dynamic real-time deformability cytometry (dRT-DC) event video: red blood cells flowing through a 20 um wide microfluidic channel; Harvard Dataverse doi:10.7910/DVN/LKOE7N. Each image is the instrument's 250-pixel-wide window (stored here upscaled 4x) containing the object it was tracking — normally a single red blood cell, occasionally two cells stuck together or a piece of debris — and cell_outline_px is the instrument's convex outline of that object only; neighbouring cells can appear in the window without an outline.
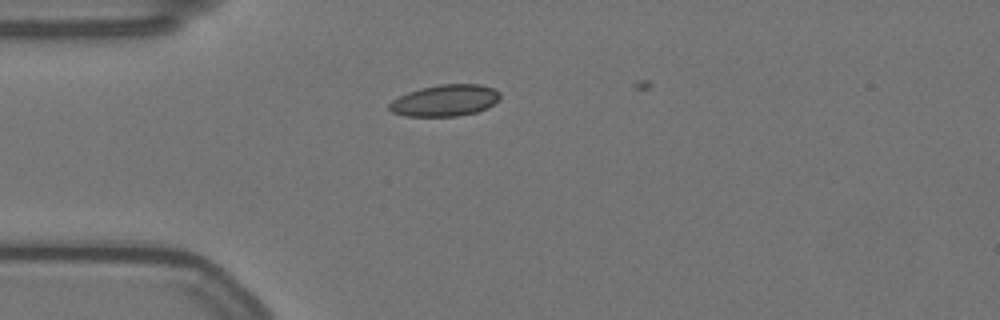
{"species": "Egyptian fruit bat (a non-hibernating species)", "species_latin": "Rousettus aegyptiacus", "temperature_condition": "warm", "stored_images_in_passage": 12, "camera_frame_rate_fps": 3000, "um_per_image_px": 0.085, "animal": {"sex": "female"}, "frame": {"image": 1, "passage_image": 6, "time_ms": 1.667, "image_size_px": [1000, 320], "cell_outline_px": [[500, 100], [488, 108], [476, 112], [456, 116], [404, 116], [392, 112], [388, 108], [388, 104], [392, 100], [408, 92], [420, 88], [440, 84], [480, 84], [492, 88], [500, 92]], "centroid_in_image_um": [37.84, 8.54], "position_along_channel_um": 47.2, "area_um2": 20.46}}
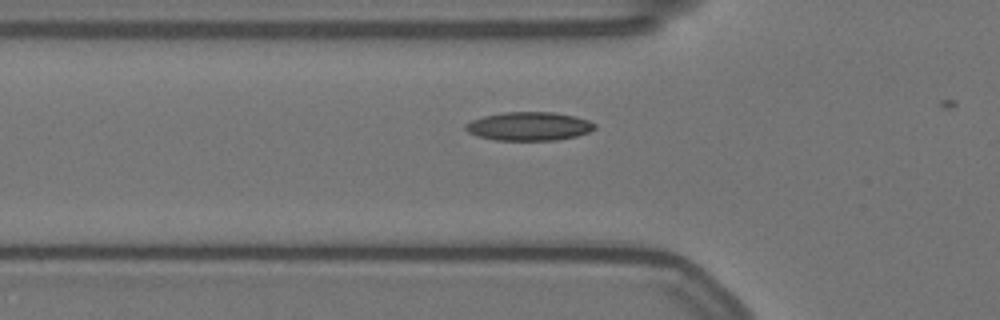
{"frame": {"image": 2, "passage_image": 10, "time_ms": 3.0, "image_size_px": [1000, 320], "cell_outline_px": [[596, 128], [588, 132], [576, 136], [556, 140], [496, 140], [476, 136], [468, 132], [464, 128], [464, 124], [472, 120], [484, 116], [504, 112], [552, 112], [576, 116], [588, 120], [596, 124]], "centroid_in_image_um": [44.96, 10.73], "position_along_channel_um": 80.8, "area_um2": 21.56}}